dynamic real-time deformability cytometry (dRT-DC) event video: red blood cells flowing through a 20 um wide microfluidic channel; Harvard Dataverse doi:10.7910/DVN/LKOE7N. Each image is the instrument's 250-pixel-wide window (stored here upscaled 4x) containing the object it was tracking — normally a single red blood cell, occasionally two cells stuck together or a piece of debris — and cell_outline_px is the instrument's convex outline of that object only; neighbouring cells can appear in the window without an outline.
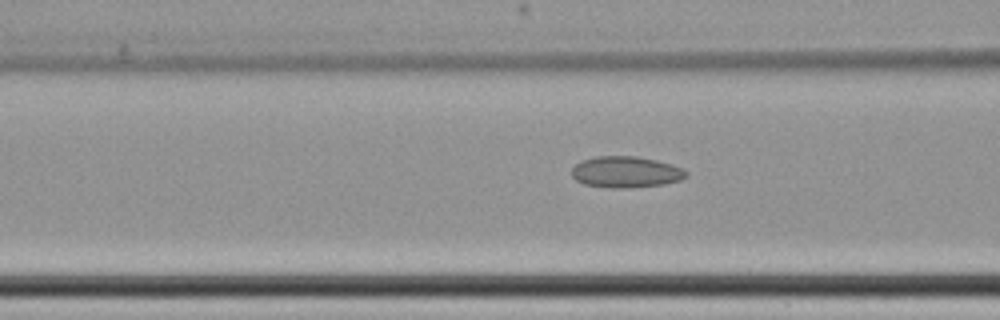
{"species": "common noctule bat (a hibernating species)", "species_latin": "Nyctalus noctula", "temperature_condition": "cold", "stored_images_in_passage": 22, "camera_frame_rate_fps": 3000, "um_per_image_px": 0.085, "animal": {"sex": "female", "body_mass_g": 22.7, "forearm_length_mm": 54.2}, "frame": {"image": 1, "passage_image": 12, "time_ms": 3.667, "image_size_px": [1000, 320], "cell_outline_px": [[688, 176], [680, 180], [664, 184], [624, 188], [612, 188], [584, 184], [576, 180], [572, 176], [572, 168], [576, 164], [584, 160], [596, 156], [636, 156], [656, 160], [672, 164], [684, 168], [688, 172]], "centroid_in_image_um": [53.23, 14.62], "position_along_channel_um": 113.4, "area_um2": 20.87}}
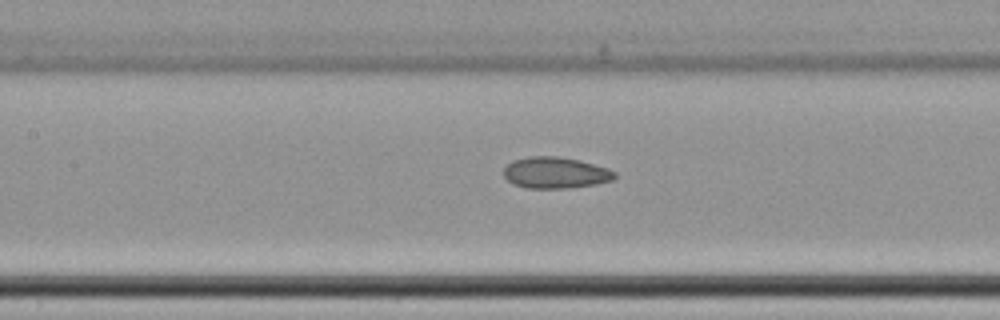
{"frame": {"image": 2, "passage_image": 16, "time_ms": 5.0, "image_size_px": [1000, 320], "cell_outline_px": [[616, 176], [612, 180], [596, 184], [568, 188], [528, 188], [512, 184], [504, 176], [504, 168], [512, 160], [528, 156], [560, 156], [580, 160], [608, 168], [616, 172]], "centroid_in_image_um": [47.21, 14.67], "position_along_channel_um": 160.2, "area_um2": 20.4}}
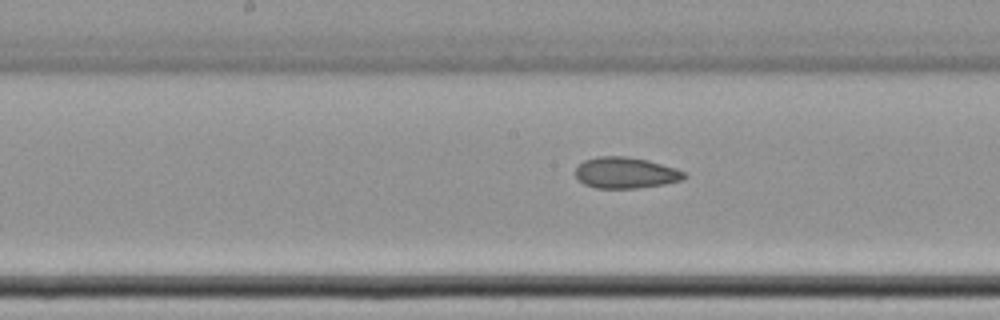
{"frame": {"image": 3, "passage_image": 19, "time_ms": 6.0, "image_size_px": [1000, 320], "cell_outline_px": [[688, 176], [684, 180], [664, 184], [636, 188], [596, 188], [584, 184], [576, 176], [576, 168], [584, 160], [600, 156], [628, 156], [648, 160], [676, 168], [684, 172]], "centroid_in_image_um": [53.21, 14.68], "position_along_channel_um": 195.0, "area_um2": 19.77}}